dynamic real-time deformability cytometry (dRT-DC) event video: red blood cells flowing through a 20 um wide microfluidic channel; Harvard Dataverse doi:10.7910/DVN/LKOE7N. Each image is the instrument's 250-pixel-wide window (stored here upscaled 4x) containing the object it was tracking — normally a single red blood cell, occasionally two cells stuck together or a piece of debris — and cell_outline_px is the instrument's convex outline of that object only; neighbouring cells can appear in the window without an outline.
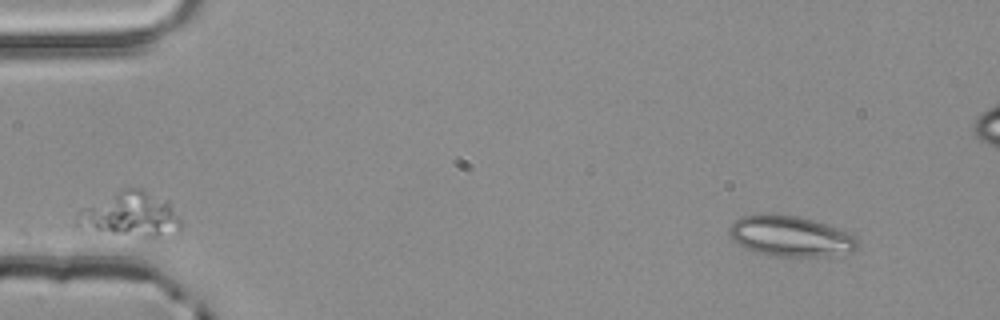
{"species": "common noctule bat (a hibernating species)", "species_latin": "Nyctalus noctula", "temperature_condition": "room temperature", "stored_images_in_passage": 50, "camera_frame_rate_fps": 3000, "um_per_image_px": 0.085, "animal": {"sex": "male", "body_mass_g": 20.4}, "frame": {"image": 1, "passage_image": 1, "time_ms": 0.0, "image_size_px": [1000, 320], "cell_outline_px": [[860, 244], [852, 252], [828, 256], [776, 256], [760, 252], [748, 248], [732, 240], [728, 232], [728, 228], [740, 216], [764, 212], [772, 212], [800, 216], [836, 228], [856, 236], [860, 240]], "centroid_in_image_um": [67.19, 20.04], "position_along_channel_um": 17.8, "area_um2": 30.58}}
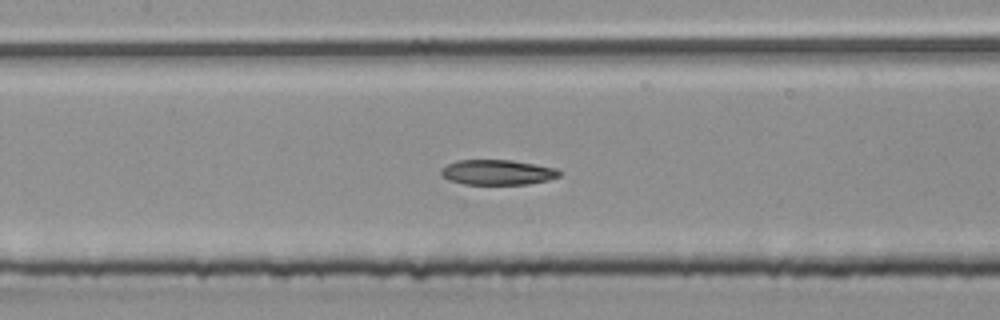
{"frame": {"image": 2, "passage_image": 21, "time_ms": 6.667, "image_size_px": [1000, 320], "cell_outline_px": [[560, 176], [548, 180], [528, 184], [464, 184], [448, 180], [440, 176], [440, 168], [456, 160], [512, 160], [536, 164], [556, 168], [560, 172]], "centroid_in_image_um": [42.25, 14.64], "position_along_channel_um": 165.2, "area_um2": 17.46}}
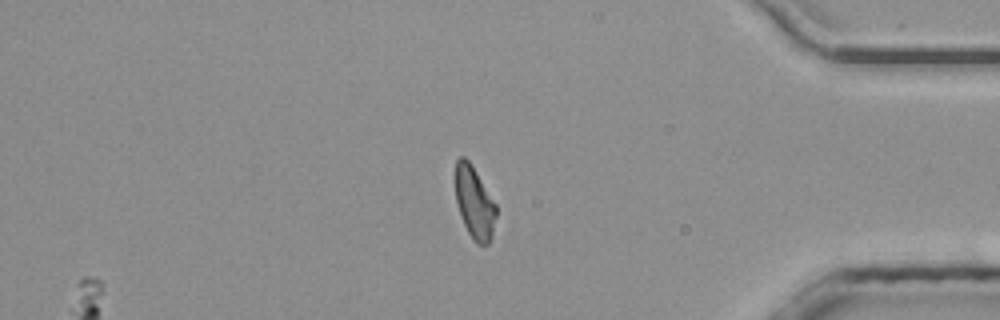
{"frame": {"image": 3, "passage_image": 41, "time_ms": 13.333, "image_size_px": [1000, 320], "cell_outline_px": [[496, 216], [492, 236], [488, 244], [476, 244], [472, 240], [460, 216], [456, 200], [456, 160], [460, 156], [464, 156], [468, 160], [476, 172], [496, 204]], "centroid_in_image_um": [40.33, 17.25], "position_along_channel_um": 394.9, "area_um2": 16.99}, "authors_computed_cell_mechanics": {"area_um2": 17.7446, "velocity_mm_per_s": 3.8766, "shape_relaxation_time_tau1_ms": null, "shape_relaxation_time_tau2_ms": 1.7403, "deformation_change_tau1": null, "deformation_change_tau2": 0.0506}}